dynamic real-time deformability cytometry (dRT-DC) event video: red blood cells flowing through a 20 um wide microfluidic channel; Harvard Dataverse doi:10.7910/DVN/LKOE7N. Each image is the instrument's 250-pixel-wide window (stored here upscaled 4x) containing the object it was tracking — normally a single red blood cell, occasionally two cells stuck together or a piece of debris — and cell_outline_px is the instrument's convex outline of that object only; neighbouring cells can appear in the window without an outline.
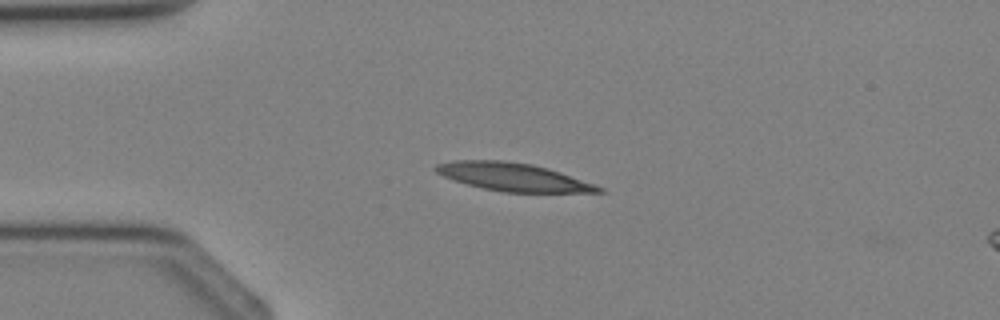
{"species": "Egyptian fruit bat (a non-hibernating species)", "species_latin": "Rousettus aegyptiacus", "temperature_condition": "cold", "stored_images_in_passage": 1, "camera_frame_rate_fps": 3000, "um_per_image_px": 0.085, "animal": {"sex": "female"}, "frame": {"image": 1, "passage_image": 1, "time_ms": 0.0, "image_size_px": [1000, 320], "cell_outline_px": [[604, 192], [504, 192], [484, 188], [468, 184], [444, 176], [436, 172], [432, 168], [436, 164], [452, 160], [504, 160], [532, 164], [548, 168], [560, 172], [604, 188]], "centroid_in_image_um": [43.58, 15.03], "position_along_channel_um": 41.4, "area_um2": 26.3}}